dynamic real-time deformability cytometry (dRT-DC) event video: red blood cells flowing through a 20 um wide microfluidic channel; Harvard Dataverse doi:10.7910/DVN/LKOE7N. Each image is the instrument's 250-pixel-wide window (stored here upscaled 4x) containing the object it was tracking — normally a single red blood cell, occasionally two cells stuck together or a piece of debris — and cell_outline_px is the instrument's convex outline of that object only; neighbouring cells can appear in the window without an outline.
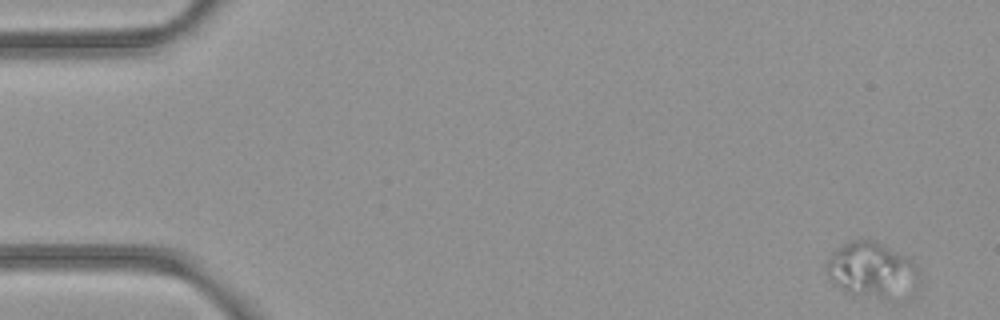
{"species": "common noctule bat (a hibernating species)", "species_latin": "Nyctalus noctula", "temperature_condition": "room temperature", "stored_images_in_passage": 6, "camera_frame_rate_fps": 3000, "um_per_image_px": 0.085, "animal": {"sex": "female", "body_mass_g": 21.9}, "frame": {"image": 1, "passage_image": 1, "time_ms": 0.0, "image_size_px": [1000, 320], "cell_outline_px": [[920, 288], [916, 296], [912, 300], [904, 304], [892, 304], [848, 292], [832, 284], [824, 268], [824, 264], [828, 256], [832, 252], [844, 244], [852, 240], [872, 240], [904, 256], [916, 264], [920, 272]], "centroid_in_image_um": [74.25, 23.13], "position_along_channel_um": 10.7, "area_um2": 32.19}}
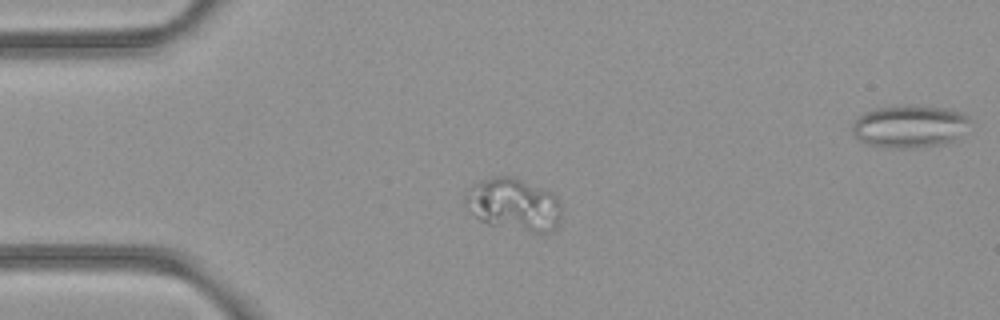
{"frame": {"image": 2, "passage_image": 4, "time_ms": 1.0, "image_size_px": [1000, 320], "cell_outline_px": [[560, 220], [556, 228], [552, 232], [532, 232], [488, 224], [480, 220], [464, 204], [464, 196], [468, 188], [472, 184], [496, 176], [512, 176], [552, 192], [556, 196], [560, 204]], "centroid_in_image_um": [43.66, 17.38], "position_along_channel_um": 41.3, "area_um2": 29.42}}